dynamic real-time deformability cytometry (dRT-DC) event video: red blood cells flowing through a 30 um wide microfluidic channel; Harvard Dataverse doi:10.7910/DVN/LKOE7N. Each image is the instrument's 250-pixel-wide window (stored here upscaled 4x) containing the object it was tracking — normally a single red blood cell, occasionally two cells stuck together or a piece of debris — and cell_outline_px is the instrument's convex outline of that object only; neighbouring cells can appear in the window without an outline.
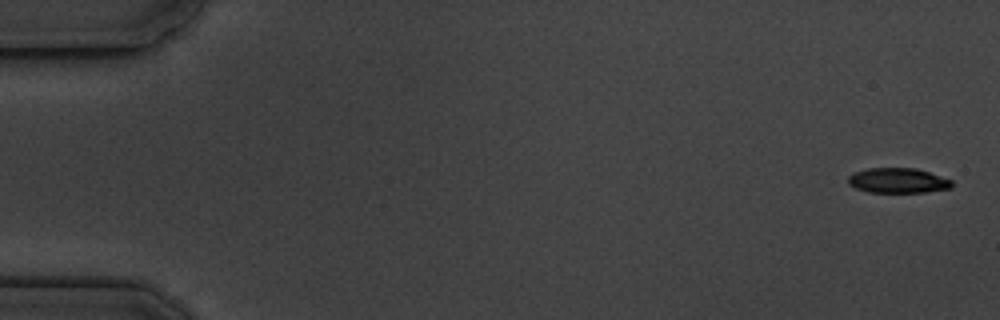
{"species": "common noctule bat (a hibernating species)", "species_latin": "Nyctalus noctula", "temperature_condition": "cold", "stored_images_in_passage": 4, "camera_frame_rate_fps": 3000, "um_per_image_px": 0.085, "animal": {"sex": "male", "body_mass_g": 19.5, "forearm_length_mm": 54.6}, "frame": {"image": 1, "passage_image": 1, "time_ms": 0.0, "image_size_px": [1000, 320], "cell_outline_px": [[952, 188], [924, 192], [868, 192], [856, 188], [848, 184], [848, 176], [852, 172], [868, 168], [916, 168], [952, 180]], "centroid_in_image_um": [76.29, 15.34], "position_along_channel_um": 8.7, "area_um2": 15.14}}
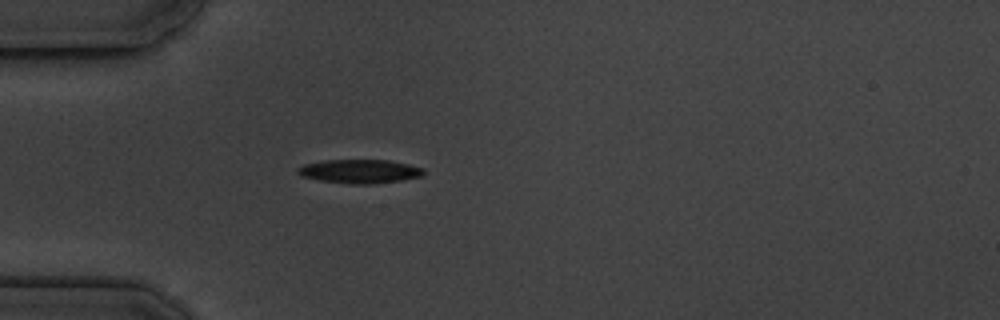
{"frame": {"image": 2, "passage_image": 4, "time_ms": 5.0, "image_size_px": [1000, 320], "cell_outline_px": [[424, 172], [420, 176], [400, 180], [368, 184], [348, 184], [320, 180], [300, 176], [296, 172], [296, 168], [304, 164], [324, 160], [388, 160], [408, 164], [424, 168]], "centroid_in_image_um": [30.52, 14.56], "position_along_channel_um": 54.5, "area_um2": 17.4}}